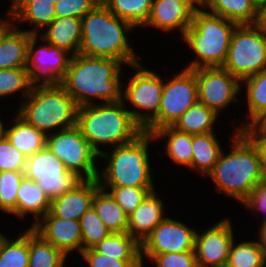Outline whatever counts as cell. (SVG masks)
I'll return each instance as SVG.
<instances>
[{
  "label": "cell",
  "instance_id": "cell-1",
  "mask_svg": "<svg viewBox=\"0 0 266 267\" xmlns=\"http://www.w3.org/2000/svg\"><path fill=\"white\" fill-rule=\"evenodd\" d=\"M126 65L115 58L72 56L60 85L78 107L122 101Z\"/></svg>",
  "mask_w": 266,
  "mask_h": 267
},
{
  "label": "cell",
  "instance_id": "cell-2",
  "mask_svg": "<svg viewBox=\"0 0 266 267\" xmlns=\"http://www.w3.org/2000/svg\"><path fill=\"white\" fill-rule=\"evenodd\" d=\"M232 131V137H229L230 150L225 152L222 149L207 177L215 184L218 192L242 204L263 183L264 178L255 146L236 127Z\"/></svg>",
  "mask_w": 266,
  "mask_h": 267
},
{
  "label": "cell",
  "instance_id": "cell-3",
  "mask_svg": "<svg viewBox=\"0 0 266 267\" xmlns=\"http://www.w3.org/2000/svg\"><path fill=\"white\" fill-rule=\"evenodd\" d=\"M81 29L80 54L115 58L127 65L126 67L141 61L128 38L136 28L115 16L102 3L81 18Z\"/></svg>",
  "mask_w": 266,
  "mask_h": 267
},
{
  "label": "cell",
  "instance_id": "cell-4",
  "mask_svg": "<svg viewBox=\"0 0 266 267\" xmlns=\"http://www.w3.org/2000/svg\"><path fill=\"white\" fill-rule=\"evenodd\" d=\"M128 107L122 101L78 107L77 127L99 155L105 147L130 143L144 132Z\"/></svg>",
  "mask_w": 266,
  "mask_h": 267
},
{
  "label": "cell",
  "instance_id": "cell-5",
  "mask_svg": "<svg viewBox=\"0 0 266 267\" xmlns=\"http://www.w3.org/2000/svg\"><path fill=\"white\" fill-rule=\"evenodd\" d=\"M154 141L152 134L143 132L130 143L105 150L99 158L105 160L97 178L100 187H155L149 150Z\"/></svg>",
  "mask_w": 266,
  "mask_h": 267
},
{
  "label": "cell",
  "instance_id": "cell-6",
  "mask_svg": "<svg viewBox=\"0 0 266 267\" xmlns=\"http://www.w3.org/2000/svg\"><path fill=\"white\" fill-rule=\"evenodd\" d=\"M238 26L233 21L198 6L192 24L181 38L193 53L186 69L223 67L228 57L232 34Z\"/></svg>",
  "mask_w": 266,
  "mask_h": 267
},
{
  "label": "cell",
  "instance_id": "cell-7",
  "mask_svg": "<svg viewBox=\"0 0 266 267\" xmlns=\"http://www.w3.org/2000/svg\"><path fill=\"white\" fill-rule=\"evenodd\" d=\"M15 111L46 135L77 126L78 106L59 83L34 84Z\"/></svg>",
  "mask_w": 266,
  "mask_h": 267
},
{
  "label": "cell",
  "instance_id": "cell-8",
  "mask_svg": "<svg viewBox=\"0 0 266 267\" xmlns=\"http://www.w3.org/2000/svg\"><path fill=\"white\" fill-rule=\"evenodd\" d=\"M139 62L131 65L135 71L125 83H122V103L130 106L128 109L134 120L144 129L157 115L161 103L164 86L163 75L156 70L147 69ZM161 76V77H160ZM127 83V84H126ZM125 85V86H124Z\"/></svg>",
  "mask_w": 266,
  "mask_h": 267
},
{
  "label": "cell",
  "instance_id": "cell-9",
  "mask_svg": "<svg viewBox=\"0 0 266 267\" xmlns=\"http://www.w3.org/2000/svg\"><path fill=\"white\" fill-rule=\"evenodd\" d=\"M240 81L266 69V30L256 25H238L223 65Z\"/></svg>",
  "mask_w": 266,
  "mask_h": 267
},
{
  "label": "cell",
  "instance_id": "cell-10",
  "mask_svg": "<svg viewBox=\"0 0 266 267\" xmlns=\"http://www.w3.org/2000/svg\"><path fill=\"white\" fill-rule=\"evenodd\" d=\"M166 81L161 95L158 115L143 129L152 134L155 130L173 126L192 105L198 102L196 74L192 69L180 68Z\"/></svg>",
  "mask_w": 266,
  "mask_h": 267
},
{
  "label": "cell",
  "instance_id": "cell-11",
  "mask_svg": "<svg viewBox=\"0 0 266 267\" xmlns=\"http://www.w3.org/2000/svg\"><path fill=\"white\" fill-rule=\"evenodd\" d=\"M46 146L64 163L68 171L74 172L82 180L98 178L100 155L77 126L47 135Z\"/></svg>",
  "mask_w": 266,
  "mask_h": 267
},
{
  "label": "cell",
  "instance_id": "cell-12",
  "mask_svg": "<svg viewBox=\"0 0 266 267\" xmlns=\"http://www.w3.org/2000/svg\"><path fill=\"white\" fill-rule=\"evenodd\" d=\"M24 175L37 183L50 201L72 190L82 181L74 172L68 171L47 146L27 157Z\"/></svg>",
  "mask_w": 266,
  "mask_h": 267
},
{
  "label": "cell",
  "instance_id": "cell-13",
  "mask_svg": "<svg viewBox=\"0 0 266 267\" xmlns=\"http://www.w3.org/2000/svg\"><path fill=\"white\" fill-rule=\"evenodd\" d=\"M198 101L215 111L219 116L230 108L233 103H239L242 94L241 81L232 76L223 67L197 68Z\"/></svg>",
  "mask_w": 266,
  "mask_h": 267
},
{
  "label": "cell",
  "instance_id": "cell-14",
  "mask_svg": "<svg viewBox=\"0 0 266 267\" xmlns=\"http://www.w3.org/2000/svg\"><path fill=\"white\" fill-rule=\"evenodd\" d=\"M71 57L69 53L47 43L39 35H33L29 42L26 69L35 84L60 83Z\"/></svg>",
  "mask_w": 266,
  "mask_h": 267
},
{
  "label": "cell",
  "instance_id": "cell-15",
  "mask_svg": "<svg viewBox=\"0 0 266 267\" xmlns=\"http://www.w3.org/2000/svg\"><path fill=\"white\" fill-rule=\"evenodd\" d=\"M196 231L193 226L166 216L141 243V256L195 251Z\"/></svg>",
  "mask_w": 266,
  "mask_h": 267
},
{
  "label": "cell",
  "instance_id": "cell-16",
  "mask_svg": "<svg viewBox=\"0 0 266 267\" xmlns=\"http://www.w3.org/2000/svg\"><path fill=\"white\" fill-rule=\"evenodd\" d=\"M230 219L222 218L205 231H196L195 255L198 267H225L235 238Z\"/></svg>",
  "mask_w": 266,
  "mask_h": 267
},
{
  "label": "cell",
  "instance_id": "cell-17",
  "mask_svg": "<svg viewBox=\"0 0 266 267\" xmlns=\"http://www.w3.org/2000/svg\"><path fill=\"white\" fill-rule=\"evenodd\" d=\"M200 0H153L149 21L145 25L162 32L179 31L183 37L192 24L193 14Z\"/></svg>",
  "mask_w": 266,
  "mask_h": 267
},
{
  "label": "cell",
  "instance_id": "cell-18",
  "mask_svg": "<svg viewBox=\"0 0 266 267\" xmlns=\"http://www.w3.org/2000/svg\"><path fill=\"white\" fill-rule=\"evenodd\" d=\"M44 241L62 250L68 257L71 252H82V234L78 220L60 219L49 211L30 226Z\"/></svg>",
  "mask_w": 266,
  "mask_h": 267
},
{
  "label": "cell",
  "instance_id": "cell-19",
  "mask_svg": "<svg viewBox=\"0 0 266 267\" xmlns=\"http://www.w3.org/2000/svg\"><path fill=\"white\" fill-rule=\"evenodd\" d=\"M99 188L98 179L82 180L72 190L52 199L49 212L60 219L79 221L92 206L95 192Z\"/></svg>",
  "mask_w": 266,
  "mask_h": 267
},
{
  "label": "cell",
  "instance_id": "cell-20",
  "mask_svg": "<svg viewBox=\"0 0 266 267\" xmlns=\"http://www.w3.org/2000/svg\"><path fill=\"white\" fill-rule=\"evenodd\" d=\"M158 193L157 190L152 191L128 216L127 233L140 244L166 218L164 199Z\"/></svg>",
  "mask_w": 266,
  "mask_h": 267
},
{
  "label": "cell",
  "instance_id": "cell-21",
  "mask_svg": "<svg viewBox=\"0 0 266 267\" xmlns=\"http://www.w3.org/2000/svg\"><path fill=\"white\" fill-rule=\"evenodd\" d=\"M9 9L13 13L15 25L28 23L31 29H23L38 35L56 18V9L51 0H11Z\"/></svg>",
  "mask_w": 266,
  "mask_h": 267
},
{
  "label": "cell",
  "instance_id": "cell-22",
  "mask_svg": "<svg viewBox=\"0 0 266 267\" xmlns=\"http://www.w3.org/2000/svg\"><path fill=\"white\" fill-rule=\"evenodd\" d=\"M38 35L47 43L66 51L71 56L79 53L82 41L81 18L56 17Z\"/></svg>",
  "mask_w": 266,
  "mask_h": 267
},
{
  "label": "cell",
  "instance_id": "cell-23",
  "mask_svg": "<svg viewBox=\"0 0 266 267\" xmlns=\"http://www.w3.org/2000/svg\"><path fill=\"white\" fill-rule=\"evenodd\" d=\"M15 115V116H14ZM11 117L10 125L4 121L2 133L26 157L46 147L47 135L28 124L17 113ZM13 119V120H12ZM7 125V126H6ZM9 125V126H8Z\"/></svg>",
  "mask_w": 266,
  "mask_h": 267
},
{
  "label": "cell",
  "instance_id": "cell-24",
  "mask_svg": "<svg viewBox=\"0 0 266 267\" xmlns=\"http://www.w3.org/2000/svg\"><path fill=\"white\" fill-rule=\"evenodd\" d=\"M50 202L37 183L24 178L18 188L16 209L10 216H16V219L18 217L22 221L32 215L33 225L50 210Z\"/></svg>",
  "mask_w": 266,
  "mask_h": 267
},
{
  "label": "cell",
  "instance_id": "cell-25",
  "mask_svg": "<svg viewBox=\"0 0 266 267\" xmlns=\"http://www.w3.org/2000/svg\"><path fill=\"white\" fill-rule=\"evenodd\" d=\"M14 25L0 42V69L27 66L30 38L34 35Z\"/></svg>",
  "mask_w": 266,
  "mask_h": 267
},
{
  "label": "cell",
  "instance_id": "cell-26",
  "mask_svg": "<svg viewBox=\"0 0 266 267\" xmlns=\"http://www.w3.org/2000/svg\"><path fill=\"white\" fill-rule=\"evenodd\" d=\"M258 0H200L199 6L238 25H254Z\"/></svg>",
  "mask_w": 266,
  "mask_h": 267
},
{
  "label": "cell",
  "instance_id": "cell-27",
  "mask_svg": "<svg viewBox=\"0 0 266 267\" xmlns=\"http://www.w3.org/2000/svg\"><path fill=\"white\" fill-rule=\"evenodd\" d=\"M152 135L155 138V142L160 140L165 141V152L171 163L174 165L184 166L187 169L192 162V135L184 132H180L172 126L164 127L155 130Z\"/></svg>",
  "mask_w": 266,
  "mask_h": 267
},
{
  "label": "cell",
  "instance_id": "cell-28",
  "mask_svg": "<svg viewBox=\"0 0 266 267\" xmlns=\"http://www.w3.org/2000/svg\"><path fill=\"white\" fill-rule=\"evenodd\" d=\"M216 132L192 135V162L189 171L207 174L213 169L222 147Z\"/></svg>",
  "mask_w": 266,
  "mask_h": 267
},
{
  "label": "cell",
  "instance_id": "cell-29",
  "mask_svg": "<svg viewBox=\"0 0 266 267\" xmlns=\"http://www.w3.org/2000/svg\"><path fill=\"white\" fill-rule=\"evenodd\" d=\"M244 84V85H243ZM245 87V88H244ZM245 89L246 120L240 121L237 130L251 125L264 111H266V69L251 75L241 81V90ZM248 116V117H247ZM241 123V124H240Z\"/></svg>",
  "mask_w": 266,
  "mask_h": 267
},
{
  "label": "cell",
  "instance_id": "cell-30",
  "mask_svg": "<svg viewBox=\"0 0 266 267\" xmlns=\"http://www.w3.org/2000/svg\"><path fill=\"white\" fill-rule=\"evenodd\" d=\"M215 111L199 101L192 105L172 126L176 130L191 135L215 132V123L219 122Z\"/></svg>",
  "mask_w": 266,
  "mask_h": 267
},
{
  "label": "cell",
  "instance_id": "cell-31",
  "mask_svg": "<svg viewBox=\"0 0 266 267\" xmlns=\"http://www.w3.org/2000/svg\"><path fill=\"white\" fill-rule=\"evenodd\" d=\"M92 206L111 233L127 232L128 215L108 191L100 187L95 192Z\"/></svg>",
  "mask_w": 266,
  "mask_h": 267
},
{
  "label": "cell",
  "instance_id": "cell-32",
  "mask_svg": "<svg viewBox=\"0 0 266 267\" xmlns=\"http://www.w3.org/2000/svg\"><path fill=\"white\" fill-rule=\"evenodd\" d=\"M93 249L117 260H141V244L127 232L111 233Z\"/></svg>",
  "mask_w": 266,
  "mask_h": 267
},
{
  "label": "cell",
  "instance_id": "cell-33",
  "mask_svg": "<svg viewBox=\"0 0 266 267\" xmlns=\"http://www.w3.org/2000/svg\"><path fill=\"white\" fill-rule=\"evenodd\" d=\"M68 256L51 243L44 241L29 226L28 267H66Z\"/></svg>",
  "mask_w": 266,
  "mask_h": 267
},
{
  "label": "cell",
  "instance_id": "cell-34",
  "mask_svg": "<svg viewBox=\"0 0 266 267\" xmlns=\"http://www.w3.org/2000/svg\"><path fill=\"white\" fill-rule=\"evenodd\" d=\"M20 231L18 236H0V267H28L29 263V227Z\"/></svg>",
  "mask_w": 266,
  "mask_h": 267
},
{
  "label": "cell",
  "instance_id": "cell-35",
  "mask_svg": "<svg viewBox=\"0 0 266 267\" xmlns=\"http://www.w3.org/2000/svg\"><path fill=\"white\" fill-rule=\"evenodd\" d=\"M101 3L115 16L137 29L145 27L149 21L153 0H101Z\"/></svg>",
  "mask_w": 266,
  "mask_h": 267
},
{
  "label": "cell",
  "instance_id": "cell-36",
  "mask_svg": "<svg viewBox=\"0 0 266 267\" xmlns=\"http://www.w3.org/2000/svg\"><path fill=\"white\" fill-rule=\"evenodd\" d=\"M225 267H266L265 250L258 240L236 243L234 238Z\"/></svg>",
  "mask_w": 266,
  "mask_h": 267
},
{
  "label": "cell",
  "instance_id": "cell-37",
  "mask_svg": "<svg viewBox=\"0 0 266 267\" xmlns=\"http://www.w3.org/2000/svg\"><path fill=\"white\" fill-rule=\"evenodd\" d=\"M34 84L26 67L0 69V99L19 93L20 105L30 95Z\"/></svg>",
  "mask_w": 266,
  "mask_h": 267
},
{
  "label": "cell",
  "instance_id": "cell-38",
  "mask_svg": "<svg viewBox=\"0 0 266 267\" xmlns=\"http://www.w3.org/2000/svg\"><path fill=\"white\" fill-rule=\"evenodd\" d=\"M82 234V251L95 247L111 234L103 221L91 206L79 219Z\"/></svg>",
  "mask_w": 266,
  "mask_h": 267
},
{
  "label": "cell",
  "instance_id": "cell-39",
  "mask_svg": "<svg viewBox=\"0 0 266 267\" xmlns=\"http://www.w3.org/2000/svg\"><path fill=\"white\" fill-rule=\"evenodd\" d=\"M25 178L23 171L0 172V210L11 214L17 206L18 188Z\"/></svg>",
  "mask_w": 266,
  "mask_h": 267
},
{
  "label": "cell",
  "instance_id": "cell-40",
  "mask_svg": "<svg viewBox=\"0 0 266 267\" xmlns=\"http://www.w3.org/2000/svg\"><path fill=\"white\" fill-rule=\"evenodd\" d=\"M108 191L124 212L129 216L155 187H101Z\"/></svg>",
  "mask_w": 266,
  "mask_h": 267
},
{
  "label": "cell",
  "instance_id": "cell-41",
  "mask_svg": "<svg viewBox=\"0 0 266 267\" xmlns=\"http://www.w3.org/2000/svg\"><path fill=\"white\" fill-rule=\"evenodd\" d=\"M27 157L0 133V172L25 171Z\"/></svg>",
  "mask_w": 266,
  "mask_h": 267
},
{
  "label": "cell",
  "instance_id": "cell-42",
  "mask_svg": "<svg viewBox=\"0 0 266 267\" xmlns=\"http://www.w3.org/2000/svg\"><path fill=\"white\" fill-rule=\"evenodd\" d=\"M146 259L156 267H198L195 251L163 253L156 256H141L143 267H145L144 264Z\"/></svg>",
  "mask_w": 266,
  "mask_h": 267
},
{
  "label": "cell",
  "instance_id": "cell-43",
  "mask_svg": "<svg viewBox=\"0 0 266 267\" xmlns=\"http://www.w3.org/2000/svg\"><path fill=\"white\" fill-rule=\"evenodd\" d=\"M100 3L101 0H60L54 7L56 9V17L71 16L82 18Z\"/></svg>",
  "mask_w": 266,
  "mask_h": 267
},
{
  "label": "cell",
  "instance_id": "cell-44",
  "mask_svg": "<svg viewBox=\"0 0 266 267\" xmlns=\"http://www.w3.org/2000/svg\"><path fill=\"white\" fill-rule=\"evenodd\" d=\"M87 267H143L141 260H117L96 252L93 248L80 254Z\"/></svg>",
  "mask_w": 266,
  "mask_h": 267
},
{
  "label": "cell",
  "instance_id": "cell-45",
  "mask_svg": "<svg viewBox=\"0 0 266 267\" xmlns=\"http://www.w3.org/2000/svg\"><path fill=\"white\" fill-rule=\"evenodd\" d=\"M242 206L253 215L261 212L260 216L263 215V217L260 220V224L266 222V180L249 194Z\"/></svg>",
  "mask_w": 266,
  "mask_h": 267
},
{
  "label": "cell",
  "instance_id": "cell-46",
  "mask_svg": "<svg viewBox=\"0 0 266 267\" xmlns=\"http://www.w3.org/2000/svg\"><path fill=\"white\" fill-rule=\"evenodd\" d=\"M240 131L255 146L262 166V175L264 180H266V133L256 131L251 125L240 129Z\"/></svg>",
  "mask_w": 266,
  "mask_h": 267
},
{
  "label": "cell",
  "instance_id": "cell-47",
  "mask_svg": "<svg viewBox=\"0 0 266 267\" xmlns=\"http://www.w3.org/2000/svg\"><path fill=\"white\" fill-rule=\"evenodd\" d=\"M6 10V13L4 12L5 16L3 15V17H0V42L5 34L15 25L13 13L9 8Z\"/></svg>",
  "mask_w": 266,
  "mask_h": 267
},
{
  "label": "cell",
  "instance_id": "cell-48",
  "mask_svg": "<svg viewBox=\"0 0 266 267\" xmlns=\"http://www.w3.org/2000/svg\"><path fill=\"white\" fill-rule=\"evenodd\" d=\"M254 25L266 30V0H258L257 17Z\"/></svg>",
  "mask_w": 266,
  "mask_h": 267
},
{
  "label": "cell",
  "instance_id": "cell-49",
  "mask_svg": "<svg viewBox=\"0 0 266 267\" xmlns=\"http://www.w3.org/2000/svg\"><path fill=\"white\" fill-rule=\"evenodd\" d=\"M251 126L259 132L266 133V111H264L252 124Z\"/></svg>",
  "mask_w": 266,
  "mask_h": 267
},
{
  "label": "cell",
  "instance_id": "cell-50",
  "mask_svg": "<svg viewBox=\"0 0 266 267\" xmlns=\"http://www.w3.org/2000/svg\"><path fill=\"white\" fill-rule=\"evenodd\" d=\"M257 233L259 234V244L264 248L266 256V222L260 224Z\"/></svg>",
  "mask_w": 266,
  "mask_h": 267
},
{
  "label": "cell",
  "instance_id": "cell-51",
  "mask_svg": "<svg viewBox=\"0 0 266 267\" xmlns=\"http://www.w3.org/2000/svg\"><path fill=\"white\" fill-rule=\"evenodd\" d=\"M0 114H1V113H0ZM0 117H1V115H0ZM3 119H5V118L2 117V120H1V118H0V133H2V129H3V124H4Z\"/></svg>",
  "mask_w": 266,
  "mask_h": 267
},
{
  "label": "cell",
  "instance_id": "cell-52",
  "mask_svg": "<svg viewBox=\"0 0 266 267\" xmlns=\"http://www.w3.org/2000/svg\"><path fill=\"white\" fill-rule=\"evenodd\" d=\"M51 1H53V3L56 4L60 0H51Z\"/></svg>",
  "mask_w": 266,
  "mask_h": 267
}]
</instances>
